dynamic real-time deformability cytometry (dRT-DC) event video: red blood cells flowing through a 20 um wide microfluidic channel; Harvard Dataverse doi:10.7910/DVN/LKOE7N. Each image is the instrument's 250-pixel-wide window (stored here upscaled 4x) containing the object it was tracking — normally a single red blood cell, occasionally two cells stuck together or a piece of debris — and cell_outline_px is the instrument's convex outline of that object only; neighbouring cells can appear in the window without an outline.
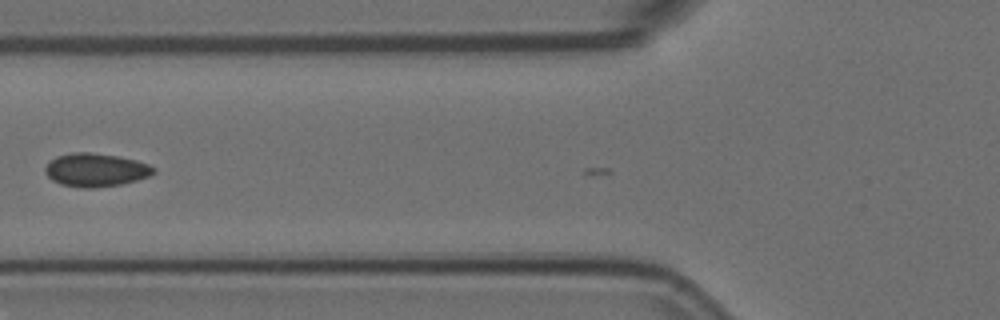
{"species": "Egyptian fruit bat (a non-hibernating species)", "species_latin": "Rousettus aegyptiacus", "temperature_condition": "room temperature", "stored_images_in_passage": 4, "camera_frame_rate_fps": 3000, "um_per_image_px": 0.085, "animal": {"sex": "female"}, "frame": {"image": 1, "passage_image": 3, "time_ms": 0.667, "image_size_px": [1000, 320], "cell_outline_px": [[156, 172], [148, 176], [136, 180], [120, 184], [92, 188], [84, 188], [60, 184], [52, 180], [44, 172], [44, 168], [56, 156], [72, 152], [88, 152], [120, 156], [136, 160], [148, 164], [156, 168]], "centroid_in_image_um": [8.13, 14.44], "position_along_channel_um": 117.7, "area_um2": 21.04}}